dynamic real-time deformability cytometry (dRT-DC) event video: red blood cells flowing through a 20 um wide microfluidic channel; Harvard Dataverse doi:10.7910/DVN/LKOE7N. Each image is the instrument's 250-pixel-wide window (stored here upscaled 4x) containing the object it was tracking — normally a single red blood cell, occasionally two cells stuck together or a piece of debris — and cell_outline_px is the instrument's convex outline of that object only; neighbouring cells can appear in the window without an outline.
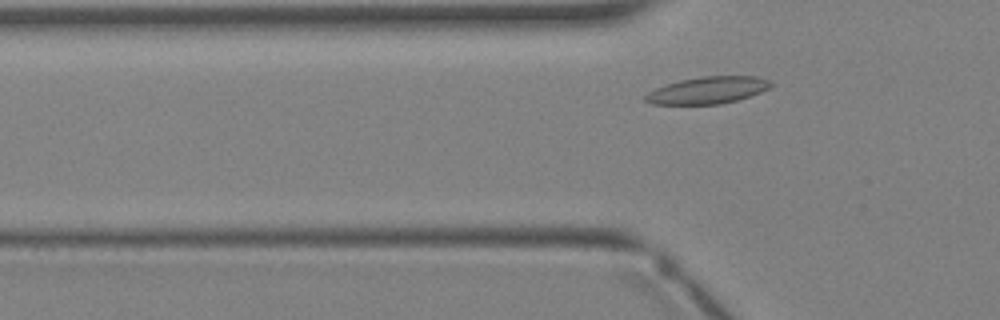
{"species": "Egyptian fruit bat (a non-hibernating species)", "species_latin": "Rousettus aegyptiacus", "temperature_condition": "warm", "stored_images_in_passage": 5, "camera_frame_rate_fps": 3000, "um_per_image_px": 0.085, "animal": {"sex": "female"}, "frame": {"image": 1, "passage_image": 5, "time_ms": 4.667, "image_size_px": [1000, 320], "cell_outline_px": [[772, 88], [736, 100], [720, 104], [652, 104], [644, 100], [644, 96], [648, 92], [656, 88], [680, 80], [700, 76], [756, 76], [768, 80], [772, 84]], "centroid_in_image_um": [60.16, 7.66], "position_along_channel_um": 65.6, "area_um2": 19.59}}